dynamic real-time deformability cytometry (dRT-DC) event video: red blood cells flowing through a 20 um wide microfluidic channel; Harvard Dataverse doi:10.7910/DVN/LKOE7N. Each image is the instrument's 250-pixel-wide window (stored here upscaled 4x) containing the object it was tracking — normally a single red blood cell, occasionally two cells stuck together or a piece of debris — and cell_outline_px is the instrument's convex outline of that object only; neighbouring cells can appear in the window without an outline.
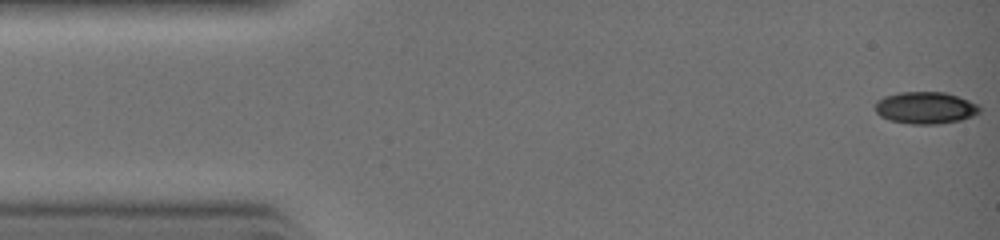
{"species": "common noctule bat (a hibernating species)", "species_latin": "Nyctalus noctula", "temperature_condition": "warm", "stored_images_in_passage": 33, "camera_frame_rate_fps": 3000, "um_per_image_px": 0.085, "animal": {"sex": "female", "body_mass_g": 19.0, "forearm_length_mm": 51.5}, "frame": {"image": 1, "passage_image": 1, "time_ms": 0.0, "image_size_px": [1000, 240], "cell_outline_px": [[980, 112], [972, 116], [960, 120], [936, 124], [912, 124], [892, 120], [880, 116], [876, 112], [876, 100], [884, 96], [900, 92], [944, 92], [968, 100], [976, 104], [980, 108]], "centroid_in_image_um": [78.64, 9.16], "position_along_channel_um": 6.4, "area_um2": 19.25}}
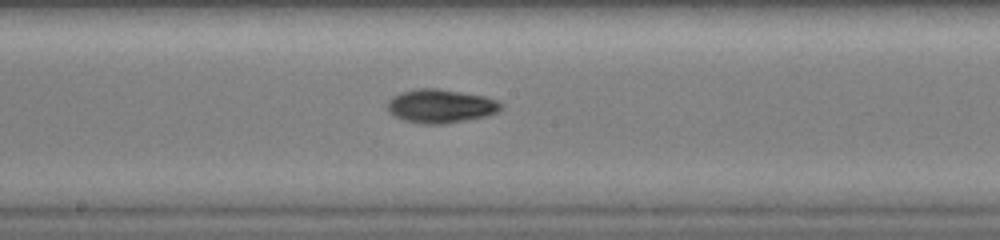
{"frame": {"image": 2, "passage_image": 17, "time_ms": 5.333, "image_size_px": [1000, 240], "cell_outline_px": [[504, 108], [488, 116], [444, 124], [420, 124], [404, 120], [388, 112], [388, 100], [392, 96], [400, 92], [416, 88], [436, 88], [484, 96], [500, 100], [504, 104]], "centroid_in_image_um": [37.48, 9.01], "position_along_channel_um": 210.7, "area_um2": 22.54}}
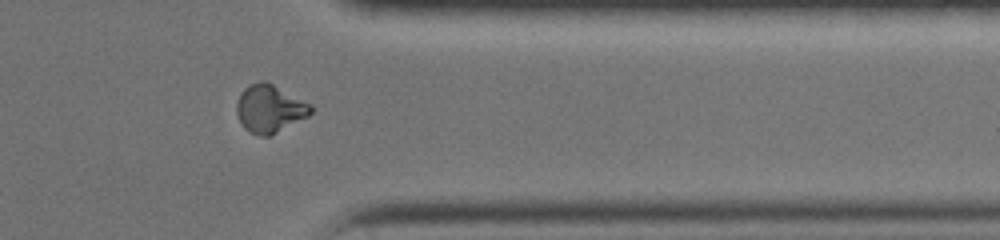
{"frame": {"image": 3, "passage_image": 26, "time_ms": 8.333, "image_size_px": [1000, 240], "cell_outline_px": [[316, 108], [308, 116], [268, 136], [260, 136], [248, 132], [244, 128], [236, 112], [236, 104], [240, 92], [248, 84], [260, 80], [264, 80], [312, 104]], "centroid_in_image_um": [22.91, 9.22], "position_along_channel_um": 388.5, "area_um2": 20.75}}